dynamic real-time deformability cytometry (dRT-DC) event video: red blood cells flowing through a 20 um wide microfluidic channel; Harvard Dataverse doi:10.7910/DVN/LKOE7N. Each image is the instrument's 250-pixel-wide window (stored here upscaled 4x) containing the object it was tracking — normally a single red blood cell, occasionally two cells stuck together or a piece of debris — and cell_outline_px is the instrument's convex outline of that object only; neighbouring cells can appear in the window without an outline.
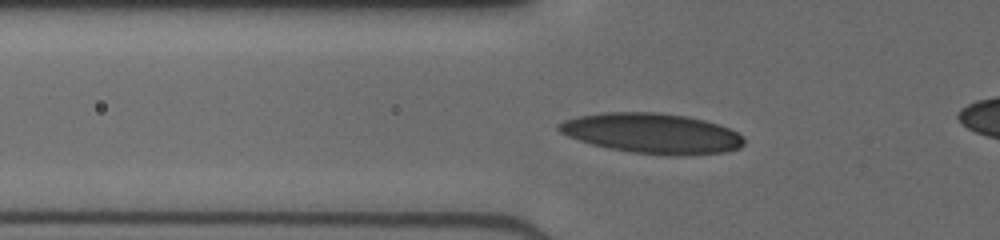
{"species": "human", "species_latin": "Homo sapiens", "temperature_condition": "cold", "stored_images_in_passage": 42, "camera_frame_rate_fps": 3000, "um_per_image_px": 0.085, "donor": {"sex": "male"}, "frame": {"image": 1, "passage_image": 14, "time_ms": 4.333, "image_size_px": [1000, 240], "cell_outline_px": [[744, 144], [740, 148], [724, 152], [680, 156], [676, 156], [632, 152], [608, 148], [592, 144], [568, 136], [560, 132], [556, 128], [556, 124], [564, 120], [580, 116], [604, 112], [656, 112], [688, 116], [720, 124], [744, 136]], "centroid_in_image_um": [55.44, 11.33], "position_along_channel_um": 70.4, "area_um2": 43.47}}
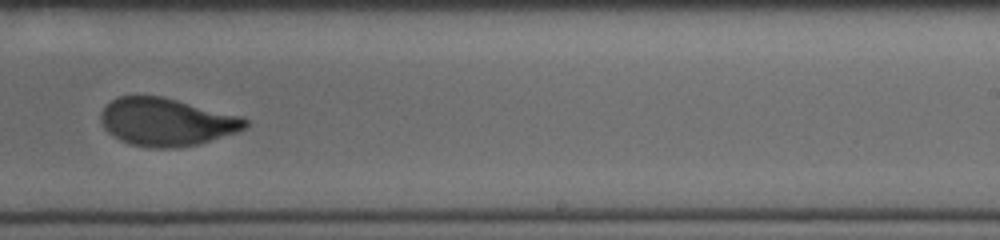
{"frame": {"image": 2, "passage_image": 29, "time_ms": 9.333, "image_size_px": [1000, 240], "cell_outline_px": [[248, 124], [244, 128], [236, 132], [200, 144], [180, 148], [148, 148], [128, 144], [112, 136], [104, 128], [100, 120], [100, 112], [112, 100], [120, 96], [160, 96], [244, 116], [248, 120]], "centroid_in_image_um": [14.15, 10.38], "position_along_channel_um": 274.8, "area_um2": 40.52}}
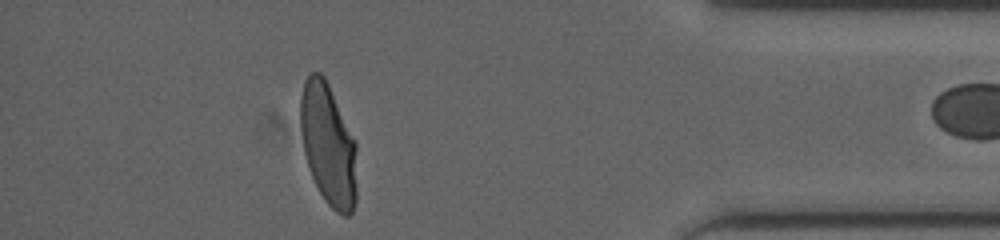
{"frame": {"image": 3, "passage_image": 41, "time_ms": 13.333, "image_size_px": [1000, 240], "cell_outline_px": [[356, 204], [352, 212], [348, 216], [344, 216], [336, 212], [324, 200], [312, 176], [304, 152], [300, 128], [300, 100], [304, 80], [312, 72], [320, 72], [324, 76], [328, 84], [356, 144]], "centroid_in_image_um": [27.9, 12.32], "position_along_channel_um": 407.3, "area_um2": 39.82}}